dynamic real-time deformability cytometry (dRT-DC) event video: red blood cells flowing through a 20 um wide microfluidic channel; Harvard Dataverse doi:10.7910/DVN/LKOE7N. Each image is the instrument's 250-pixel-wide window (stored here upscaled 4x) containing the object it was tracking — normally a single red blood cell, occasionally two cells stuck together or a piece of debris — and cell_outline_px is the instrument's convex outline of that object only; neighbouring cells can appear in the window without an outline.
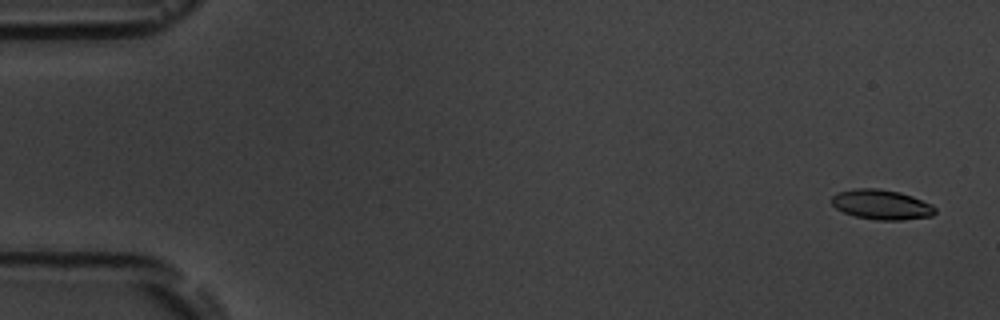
{"species": "common noctule bat (a hibernating species)", "species_latin": "Nyctalus noctula", "temperature_condition": "room temperature", "stored_images_in_passage": 5, "camera_frame_rate_fps": 3000, "um_per_image_px": 0.085, "animal": {"sex": "male", "body_mass_g": 19.5, "forearm_length_mm": 54.6}, "frame": {"image": 1, "passage_image": 1, "time_ms": 0.0, "image_size_px": [1000, 320], "cell_outline_px": [[936, 212], [932, 216], [904, 220], [876, 220], [856, 216], [844, 212], [836, 208], [832, 204], [832, 196], [836, 192], [852, 188], [880, 188], [900, 192], [912, 196], [932, 204], [936, 208]], "centroid_in_image_um": [74.93, 17.38], "position_along_channel_um": 10.1, "area_um2": 18.21}}
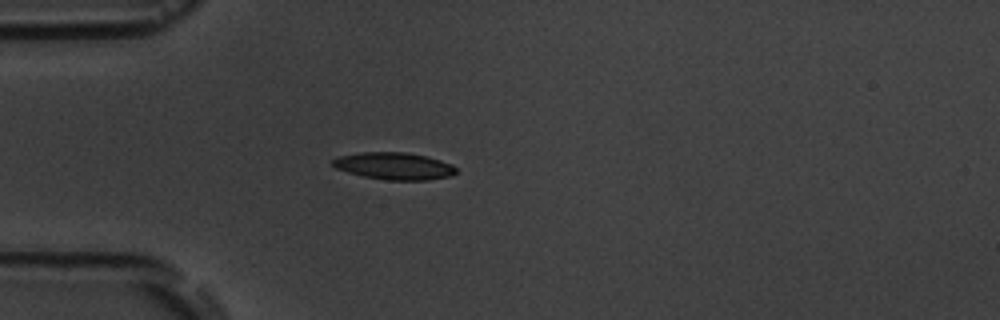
{"frame": {"image": 2, "passage_image": 5, "time_ms": 4.667, "image_size_px": [1000, 320], "cell_outline_px": [[456, 172], [452, 176], [428, 180], [388, 180], [364, 176], [348, 172], [336, 168], [332, 164], [332, 160], [336, 156], [360, 152], [404, 152], [424, 156], [440, 160], [452, 164], [456, 168]], "centroid_in_image_um": [33.49, 14.11], "position_along_channel_um": 51.5, "area_um2": 19.48}}